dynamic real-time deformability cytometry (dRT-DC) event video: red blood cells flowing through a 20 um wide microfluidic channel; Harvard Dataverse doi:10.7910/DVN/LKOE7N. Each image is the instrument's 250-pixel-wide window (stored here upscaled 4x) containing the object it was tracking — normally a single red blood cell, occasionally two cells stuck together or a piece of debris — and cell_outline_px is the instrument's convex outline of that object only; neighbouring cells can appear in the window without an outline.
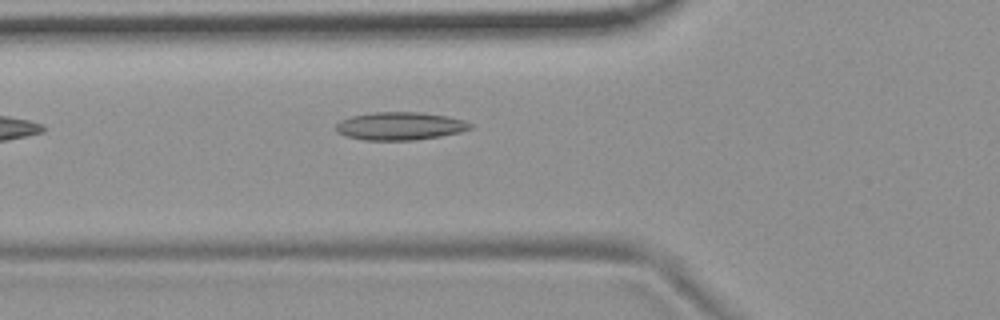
{"species": "common noctule bat (a hibernating species)", "species_latin": "Nyctalus noctula", "temperature_condition": "room temperature", "stored_images_in_passage": 11, "camera_frame_rate_fps": 3000, "um_per_image_px": 0.085, "animal": {"sex": "female", "body_mass_g": 19.9}, "frame": {"image": 1, "passage_image": 4, "time_ms": 1.0, "image_size_px": [1000, 320], "cell_outline_px": [[472, 128], [460, 132], [440, 136], [416, 140], [364, 140], [344, 136], [336, 132], [336, 124], [340, 120], [352, 116], [372, 112], [420, 112], [448, 116], [464, 120], [472, 124]], "centroid_in_image_um": [33.98, 10.71], "position_along_channel_um": 91.8, "area_um2": 22.02}}
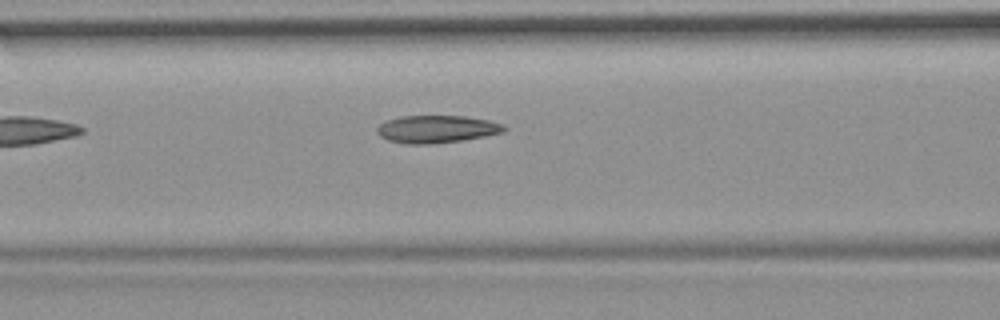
{"frame": {"image": 2, "passage_image": 7, "time_ms": 2.0, "image_size_px": [1000, 320], "cell_outline_px": [[508, 128], [504, 132], [484, 136], [460, 140], [428, 144], [404, 144], [388, 140], [380, 136], [376, 132], [376, 128], [380, 124], [388, 120], [400, 116], [464, 116], [488, 120], [504, 124]], "centroid_in_image_um": [37.11, 10.97], "position_along_channel_um": 129.5, "area_um2": 20.35}}